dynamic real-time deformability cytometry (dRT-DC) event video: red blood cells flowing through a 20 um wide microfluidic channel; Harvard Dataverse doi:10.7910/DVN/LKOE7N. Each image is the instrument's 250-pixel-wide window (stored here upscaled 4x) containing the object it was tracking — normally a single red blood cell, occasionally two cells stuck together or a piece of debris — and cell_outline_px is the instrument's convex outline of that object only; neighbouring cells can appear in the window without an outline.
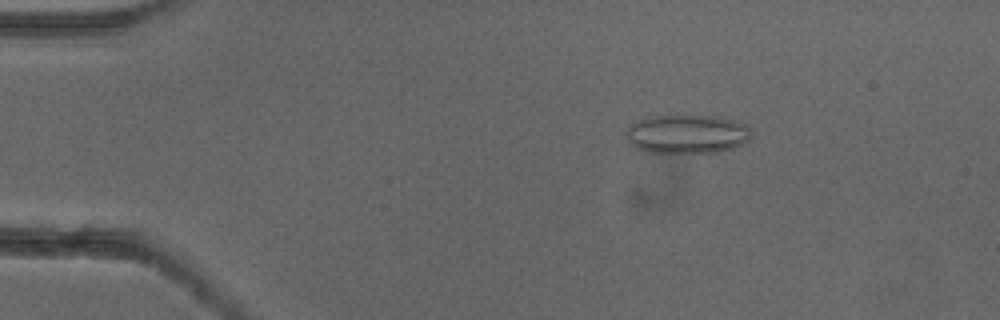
{"species": "common noctule bat (a hibernating species)", "species_latin": "Nyctalus noctula", "temperature_condition": "cold", "stored_images_in_passage": 53, "camera_frame_rate_fps": 3000, "um_per_image_px": 0.085, "animal": {"sex": "female"}, "frame": {"image": 1, "passage_image": 9, "time_ms": 2.667, "image_size_px": [1000, 320], "cell_outline_px": [[752, 136], [744, 144], [732, 148], [716, 152], [648, 152], [636, 148], [624, 136], [624, 132], [632, 124], [648, 116], [716, 116], [748, 124], [752, 132]], "centroid_in_image_um": [58.42, 11.39], "position_along_channel_um": 26.6, "area_um2": 28.38}}
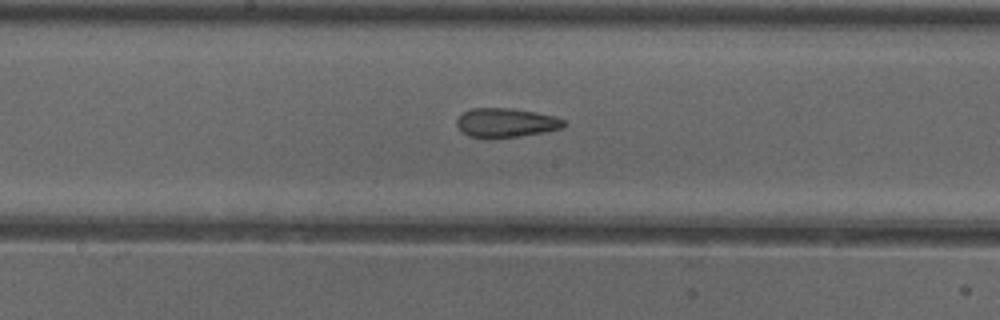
{"frame": {"image": 2, "passage_image": 28, "time_ms": 9.0, "image_size_px": [1000, 320], "cell_outline_px": [[568, 124], [560, 128], [544, 132], [520, 136], [484, 140], [468, 136], [456, 124], [456, 120], [464, 112], [472, 108], [512, 108], [536, 112], [556, 116], [568, 120]], "centroid_in_image_um": [43.04, 10.45], "position_along_channel_um": 205.2, "area_um2": 18.61}}
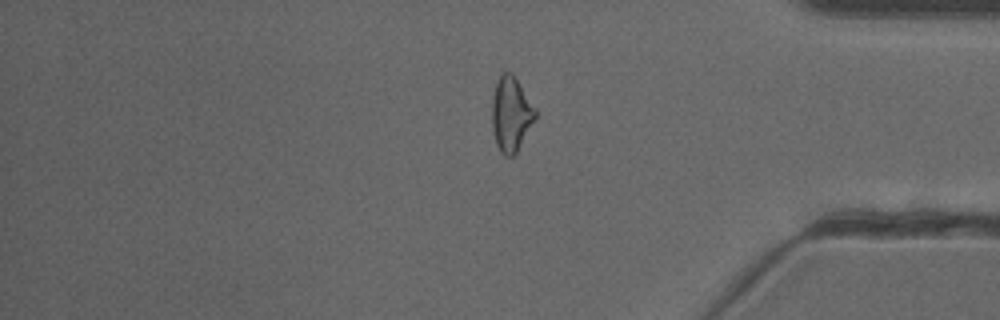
{"frame": {"image": 3, "passage_image": 44, "time_ms": 14.333, "image_size_px": [1000, 320], "cell_outline_px": [[536, 116], [516, 152], [512, 156], [504, 156], [500, 152], [496, 144], [492, 132], [492, 96], [496, 80], [500, 72], [512, 72], [536, 108]], "centroid_in_image_um": [43.4, 9.66], "position_along_channel_um": 391.8, "area_um2": 18.96}, "authors_computed_cell_mechanics": {"area_um2": 20.1144, "velocity_mm_per_s": 3.9141, "shape_relaxation_time_tau1_ms": null, "shape_relaxation_time_tau2_ms": 3.1478, "deformation_change_tau1": null, "deformation_change_tau2": 0.1086}}